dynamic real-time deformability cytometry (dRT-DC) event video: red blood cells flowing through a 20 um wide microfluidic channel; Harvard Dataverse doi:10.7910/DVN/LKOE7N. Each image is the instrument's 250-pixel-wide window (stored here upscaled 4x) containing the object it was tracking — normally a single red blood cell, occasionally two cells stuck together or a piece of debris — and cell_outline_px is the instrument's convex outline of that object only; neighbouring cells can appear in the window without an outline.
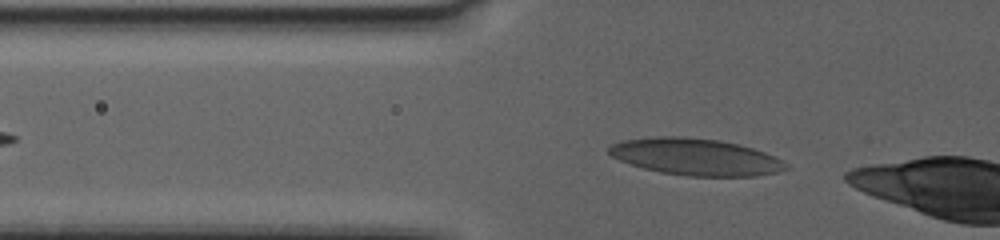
{"species": "human", "species_latin": "Homo sapiens", "temperature_condition": "warm", "stored_images_in_passage": 6, "camera_frame_rate_fps": 3000, "um_per_image_px": 0.085, "donor": {"sex": "female"}, "frame": {"image": 1, "passage_image": 2, "time_ms": 0.333, "image_size_px": [1000, 240], "cell_outline_px": [[788, 168], [780, 172], [756, 176], [688, 176], [660, 172], [644, 168], [620, 160], [612, 156], [608, 152], [608, 148], [612, 144], [620, 140], [652, 136], [684, 136], [720, 140], [752, 148], [764, 152], [784, 160], [788, 164]], "centroid_in_image_um": [59.14, 13.33], "position_along_channel_um": 66.7, "area_um2": 38.15}}